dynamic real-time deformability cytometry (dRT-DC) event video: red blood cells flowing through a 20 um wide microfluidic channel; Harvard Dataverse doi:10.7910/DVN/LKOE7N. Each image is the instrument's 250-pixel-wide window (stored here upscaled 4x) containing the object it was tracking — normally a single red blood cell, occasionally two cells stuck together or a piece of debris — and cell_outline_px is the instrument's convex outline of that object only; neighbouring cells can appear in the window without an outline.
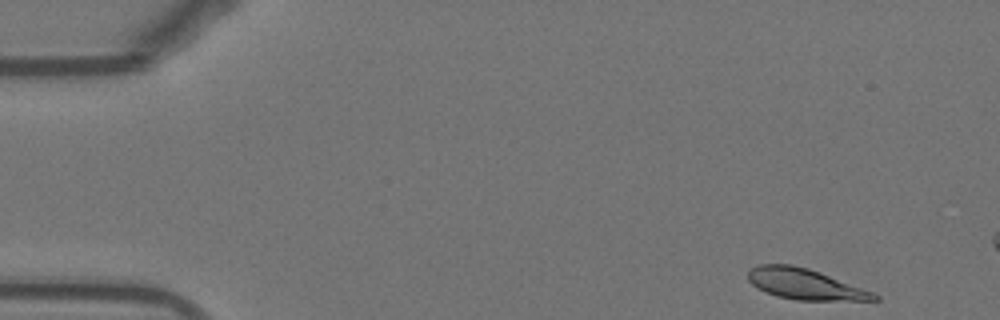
{"species": "Egyptian fruit bat (a non-hibernating species)", "species_latin": "Rousettus aegyptiacus", "temperature_condition": "warm", "stored_images_in_passage": 10, "camera_frame_rate_fps": 3000, "um_per_image_px": 0.085, "animal": {"sex": "female"}, "frame": {"image": 1, "passage_image": 1, "time_ms": 0.0, "image_size_px": [1000, 320], "cell_outline_px": [[880, 300], [796, 300], [776, 296], [764, 292], [756, 288], [748, 280], [748, 272], [756, 264], [792, 264], [808, 268], [872, 292], [880, 296]], "centroid_in_image_um": [68.35, 24.15], "position_along_channel_um": 16.6, "area_um2": 22.43}}